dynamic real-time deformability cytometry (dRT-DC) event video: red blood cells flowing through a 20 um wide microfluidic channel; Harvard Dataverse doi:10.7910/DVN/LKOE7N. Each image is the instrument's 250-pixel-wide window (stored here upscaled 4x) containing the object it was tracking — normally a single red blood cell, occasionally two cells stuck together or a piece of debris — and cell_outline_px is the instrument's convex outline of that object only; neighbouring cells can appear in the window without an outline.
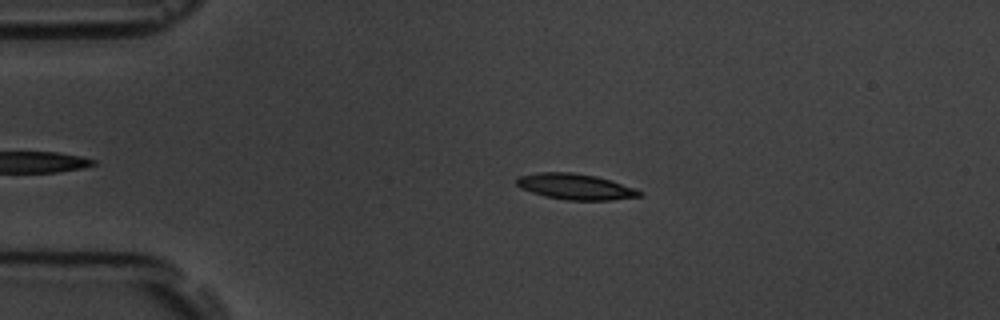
{"species": "common noctule bat (a hibernating species)", "species_latin": "Nyctalus noctula", "temperature_condition": "room temperature", "stored_images_in_passage": 13, "camera_frame_rate_fps": 3000, "um_per_image_px": 0.085, "animal": {"sex": "male", "body_mass_g": 19.5, "forearm_length_mm": 54.6}, "frame": {"image": 1, "passage_image": 2, "time_ms": 1.333, "image_size_px": [1000, 320], "cell_outline_px": [[644, 196], [612, 200], [564, 200], [544, 196], [520, 188], [516, 184], [516, 180], [520, 176], [540, 172], [572, 172], [596, 176], [612, 180], [636, 188], [644, 192]], "centroid_in_image_um": [48.97, 15.87], "position_along_channel_um": 36.0, "area_um2": 18.73}}
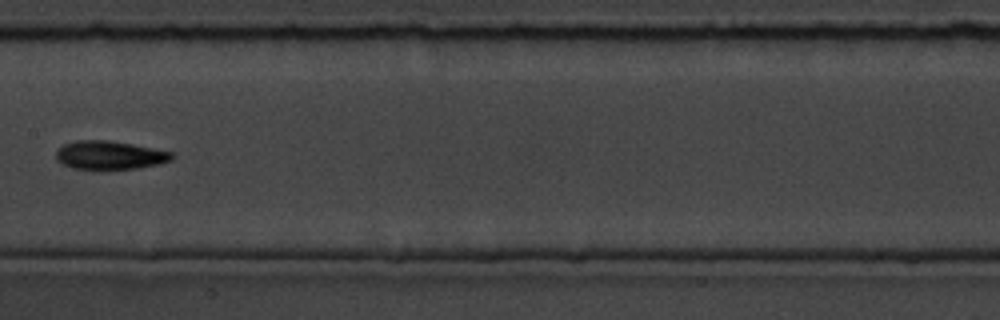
{"frame": {"image": 2, "passage_image": 6, "time_ms": 7.0, "image_size_px": [1000, 320], "cell_outline_px": [[176, 156], [172, 160], [156, 164], [136, 168], [76, 168], [64, 164], [56, 160], [56, 152], [64, 144], [76, 140], [108, 140], [132, 144], [172, 152]], "centroid_in_image_um": [9.34, 13.16], "position_along_channel_um": 198.1, "area_um2": 18.79}}
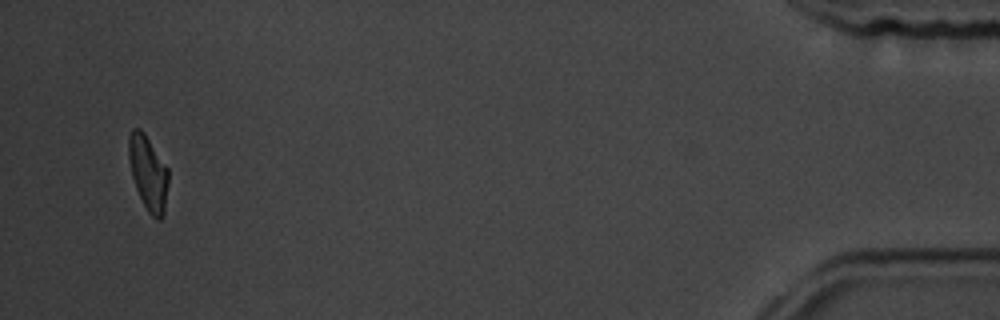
{"frame": {"image": 3, "passage_image": 13, "time_ms": 15.667, "image_size_px": [1000, 320], "cell_outline_px": [[168, 184], [164, 216], [160, 220], [156, 220], [148, 212], [136, 188], [132, 176], [128, 156], [128, 136], [132, 128], [140, 128], [144, 132], [168, 168]], "centroid_in_image_um": [12.6, 14.69], "position_along_channel_um": 422.6, "area_um2": 17.34}, "authors_computed_cell_mechanics": {"area_um2": 17.9758, "velocity_mm_per_s": 3.5435, "shape_relaxation_time_tau1_ms": 4.0162, "shape_relaxation_time_tau2_ms": 6.3112, "deformation_change_tau1": 0.1236, "deformation_change_tau2": 0.1351}}